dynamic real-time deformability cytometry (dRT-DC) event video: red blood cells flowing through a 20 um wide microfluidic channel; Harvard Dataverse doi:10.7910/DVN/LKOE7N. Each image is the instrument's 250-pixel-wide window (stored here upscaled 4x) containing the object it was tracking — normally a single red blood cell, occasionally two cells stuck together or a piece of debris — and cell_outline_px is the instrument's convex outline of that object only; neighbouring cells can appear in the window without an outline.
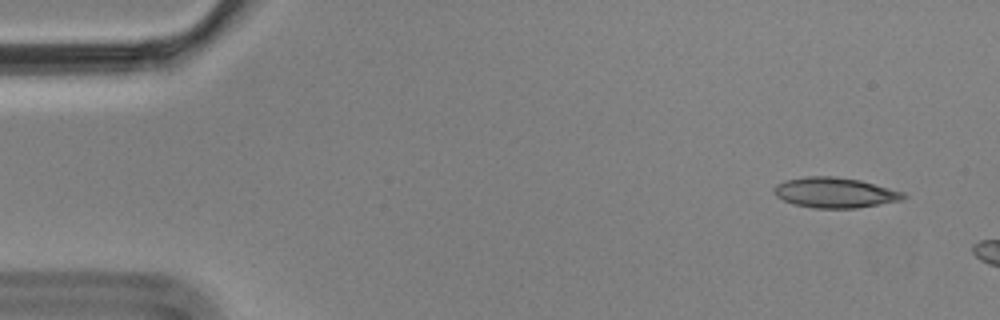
{"species": "Egyptian fruit bat (a non-hibernating species)", "species_latin": "Rousettus aegyptiacus", "temperature_condition": "cold", "stored_images_in_passage": 3, "camera_frame_rate_fps": 3000, "um_per_image_px": 0.085, "animal": {"sex": "male"}, "frame": {"image": 1, "passage_image": 1, "time_ms": 0.0, "image_size_px": [1000, 320], "cell_outline_px": [[908, 196], [904, 200], [856, 208], [812, 208], [792, 204], [776, 196], [772, 192], [772, 188], [776, 184], [784, 180], [804, 176], [832, 176], [860, 180], [904, 192]], "centroid_in_image_um": [70.94, 16.37], "position_along_channel_um": 14.1, "area_um2": 23.12}}